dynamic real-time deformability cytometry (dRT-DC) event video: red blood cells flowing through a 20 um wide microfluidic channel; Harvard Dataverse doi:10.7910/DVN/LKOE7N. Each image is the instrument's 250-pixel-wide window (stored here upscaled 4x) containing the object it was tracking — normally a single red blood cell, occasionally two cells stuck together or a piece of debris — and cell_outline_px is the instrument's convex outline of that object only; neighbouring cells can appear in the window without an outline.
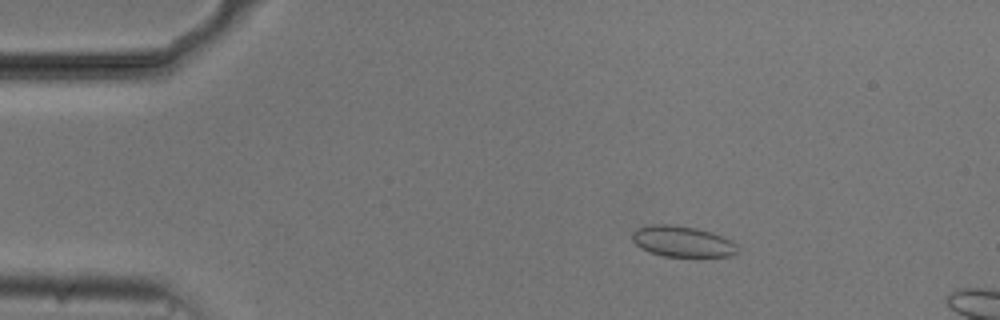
{"species": "common noctule bat (a hibernating species)", "species_latin": "Nyctalus noctula", "temperature_condition": "cold", "stored_images_in_passage": 15, "camera_frame_rate_fps": 3000, "um_per_image_px": 0.085, "animal": {"sex": "male", "body_mass_g": 20.5, "forearm_length_mm": 52.5}, "frame": {"image": 1, "passage_image": 9, "time_ms": 2.667, "image_size_px": [1000, 320], "cell_outline_px": [[736, 252], [732, 256], [664, 256], [640, 248], [632, 240], [632, 232], [636, 228], [652, 224], [668, 224], [696, 228], [712, 232], [732, 240], [736, 244]], "centroid_in_image_um": [57.98, 20.51], "position_along_channel_um": 27.0, "area_um2": 18.84}}